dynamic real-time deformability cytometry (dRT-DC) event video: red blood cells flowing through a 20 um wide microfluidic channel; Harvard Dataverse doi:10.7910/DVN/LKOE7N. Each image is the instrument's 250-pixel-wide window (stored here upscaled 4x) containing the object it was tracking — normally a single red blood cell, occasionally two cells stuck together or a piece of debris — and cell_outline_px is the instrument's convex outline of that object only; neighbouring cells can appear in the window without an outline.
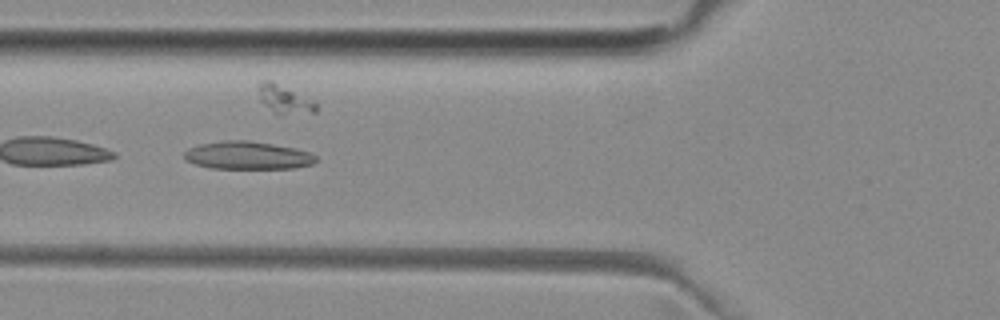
{"species": "common noctule bat (a hibernating species)", "species_latin": "Nyctalus noctula", "temperature_condition": "room temperature", "stored_images_in_passage": 37, "camera_frame_rate_fps": 3000, "um_per_image_px": 0.085, "animal": {"sex": "female", "body_mass_g": 29.2, "forearm_length_mm": 56.3}, "frame": {"image": 1, "passage_image": 6, "time_ms": 1.667, "image_size_px": [1000, 320], "cell_outline_px": [[316, 160], [312, 164], [296, 168], [212, 168], [196, 164], [184, 160], [184, 152], [188, 148], [200, 144], [224, 140], [248, 140], [296, 148], [308, 152], [316, 156]], "centroid_in_image_um": [21.03, 13.2], "position_along_channel_um": 104.8, "area_um2": 21.33}}
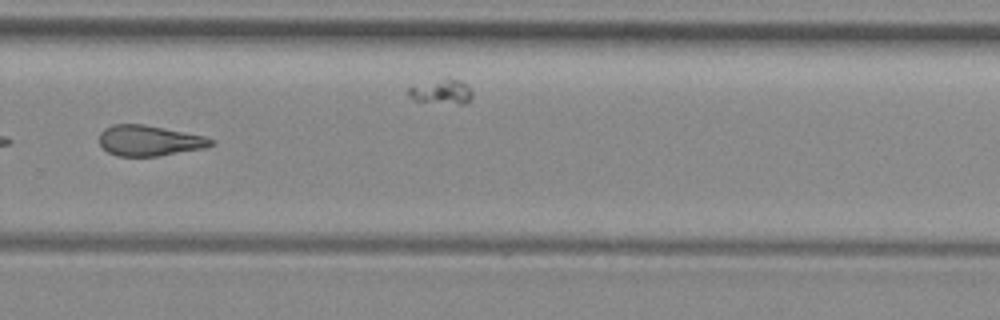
{"frame": {"image": 2, "passage_image": 22, "time_ms": 7.0, "image_size_px": [1000, 320], "cell_outline_px": [[216, 140], [212, 144], [204, 148], [160, 156], [116, 156], [108, 152], [100, 144], [100, 132], [104, 128], [112, 124], [144, 124], [204, 136]], "centroid_in_image_um": [12.68, 11.95], "position_along_channel_um": 317.1, "area_um2": 19.88}, "authors_computed_cell_mechanics": {"area_um2": 20.4034, "velocity_mm_per_s": 3.9845, "shape_relaxation_time_tau1_ms": null, "shape_relaxation_time_tau2_ms": 10.4767, "deformation_change_tau1": null, "deformation_change_tau2": 0.2502}}